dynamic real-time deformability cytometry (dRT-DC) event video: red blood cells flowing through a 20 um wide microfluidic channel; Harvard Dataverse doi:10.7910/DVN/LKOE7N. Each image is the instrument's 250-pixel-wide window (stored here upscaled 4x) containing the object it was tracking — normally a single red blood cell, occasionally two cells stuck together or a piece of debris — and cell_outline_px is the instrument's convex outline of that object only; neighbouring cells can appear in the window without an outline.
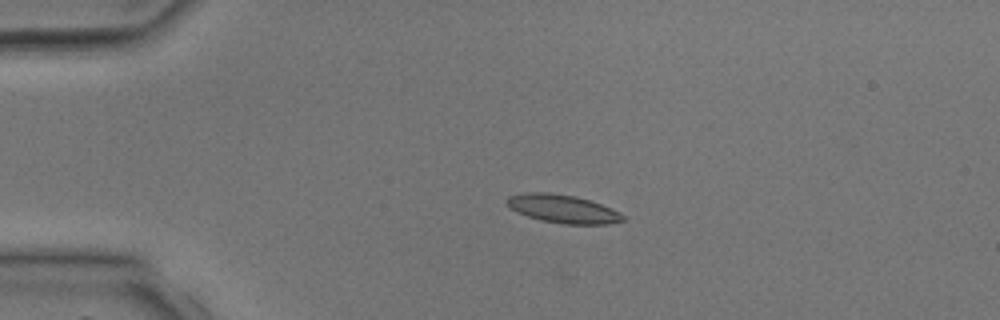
{"species": "common noctule bat (a hibernating species)", "species_latin": "Nyctalus noctula", "temperature_condition": "room temperature", "stored_images_in_passage": 5, "camera_frame_rate_fps": 3000, "um_per_image_px": 0.085, "animal": {"sex": "male", "body_mass_g": 17.9, "forearm_length_mm": 54.2}, "frame": {"image": 1, "passage_image": 3, "time_ms": 2.667, "image_size_px": [1000, 320], "cell_outline_px": [[624, 220], [608, 224], [564, 224], [540, 220], [516, 212], [508, 208], [504, 204], [504, 200], [508, 196], [524, 192], [548, 192], [576, 196], [612, 208], [620, 212], [624, 216]], "centroid_in_image_um": [47.77, 17.74], "position_along_channel_um": 37.2, "area_um2": 19.36}}